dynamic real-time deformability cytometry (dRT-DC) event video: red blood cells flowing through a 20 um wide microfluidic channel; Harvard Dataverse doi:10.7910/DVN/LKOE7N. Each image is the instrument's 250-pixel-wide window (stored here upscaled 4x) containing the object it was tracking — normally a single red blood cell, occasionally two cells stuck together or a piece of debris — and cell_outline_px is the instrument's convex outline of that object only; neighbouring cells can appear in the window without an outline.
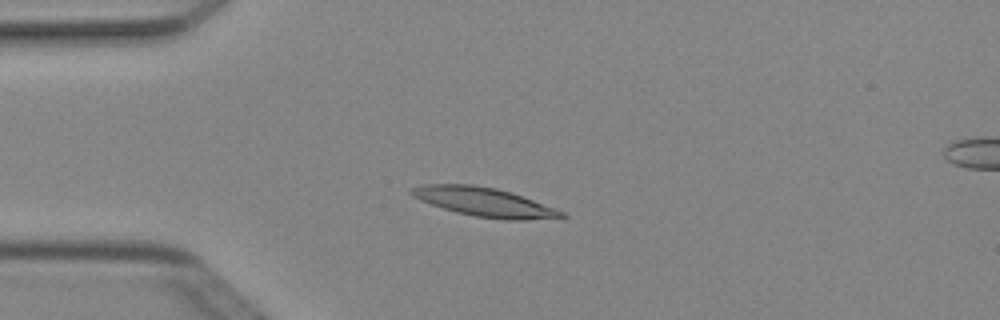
{"species": "Egyptian fruit bat (a non-hibernating species)", "species_latin": "Rousettus aegyptiacus", "temperature_condition": "cold", "stored_images_in_passage": 4, "camera_frame_rate_fps": 3000, "um_per_image_px": 0.085, "animal": {"sex": "female"}, "frame": {"image": 1, "passage_image": 3, "time_ms": 0.667, "image_size_px": [1000, 320], "cell_outline_px": [[568, 216], [524, 220], [504, 220], [476, 216], [456, 212], [420, 200], [412, 196], [408, 192], [408, 188], [424, 184], [472, 184], [496, 188], [512, 192], [556, 208], [564, 212]], "centroid_in_image_um": [41.14, 17.16], "position_along_channel_um": 43.9, "area_um2": 25.32}}